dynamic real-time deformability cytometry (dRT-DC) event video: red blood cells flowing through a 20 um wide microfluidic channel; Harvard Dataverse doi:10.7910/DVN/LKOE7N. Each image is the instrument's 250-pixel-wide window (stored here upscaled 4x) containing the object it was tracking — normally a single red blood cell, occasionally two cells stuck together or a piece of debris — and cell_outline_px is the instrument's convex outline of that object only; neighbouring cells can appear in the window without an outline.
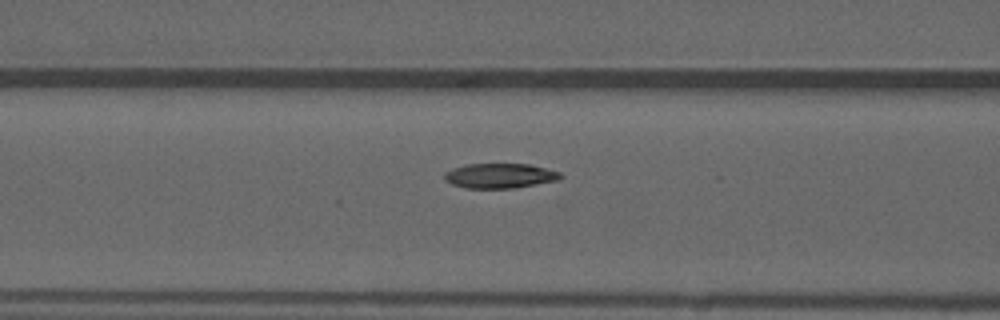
{"species": "common noctule bat (a hibernating species)", "species_latin": "Nyctalus noctula", "temperature_condition": "warm", "stored_images_in_passage": 45, "camera_frame_rate_fps": 3000, "um_per_image_px": 0.085, "animal": {"sex": "male", "forearm_length_mm": 52.5}, "frame": {"image": 1, "passage_image": 14, "time_ms": 4.333, "image_size_px": [1000, 320], "cell_outline_px": [[564, 176], [560, 180], [516, 188], [464, 188], [452, 184], [444, 180], [444, 172], [452, 168], [468, 164], [528, 164], [560, 172]], "centroid_in_image_um": [42.49, 14.95], "position_along_channel_um": 124.1, "area_um2": 16.94}, "authors_computed_cell_mechanics": {"area_um2": 17.4556, "velocity_mm_per_s": 3.8941, "shape_relaxation_time_tau1_ms": 3.476, "shape_relaxation_time_tau2_ms": 3.3734, "deformation_change_tau1": 0.1177, "deformation_change_tau2": 0.1013}}